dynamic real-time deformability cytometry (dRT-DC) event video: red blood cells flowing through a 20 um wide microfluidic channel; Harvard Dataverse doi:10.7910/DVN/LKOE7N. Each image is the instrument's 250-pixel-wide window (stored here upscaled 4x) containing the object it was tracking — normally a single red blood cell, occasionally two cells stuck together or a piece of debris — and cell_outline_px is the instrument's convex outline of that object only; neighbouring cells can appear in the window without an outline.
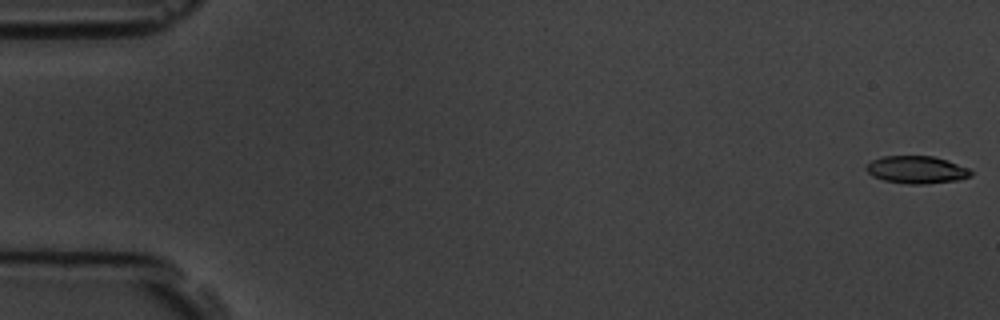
{"species": "common noctule bat (a hibernating species)", "species_latin": "Nyctalus noctula", "temperature_condition": "room temperature", "stored_images_in_passage": 6, "segment_of_instrument_passage": [2, 2], "camera_frame_rate_fps": 3000, "um_per_image_px": 0.085, "animal": {"sex": "male", "body_mass_g": 19.5, "forearm_length_mm": 54.6}, "frame": {"image": 1, "passage_image": 6, "time_ms": 6.333, "image_size_px": [1000, 320], "cell_outline_px": [[972, 176], [960, 180], [924, 184], [908, 184], [884, 180], [872, 176], [864, 168], [872, 160], [884, 156], [932, 156], [948, 160], [968, 168], [972, 172]], "centroid_in_image_um": [77.93, 14.43], "position_along_channel_um": 7.1, "area_um2": 16.82}}